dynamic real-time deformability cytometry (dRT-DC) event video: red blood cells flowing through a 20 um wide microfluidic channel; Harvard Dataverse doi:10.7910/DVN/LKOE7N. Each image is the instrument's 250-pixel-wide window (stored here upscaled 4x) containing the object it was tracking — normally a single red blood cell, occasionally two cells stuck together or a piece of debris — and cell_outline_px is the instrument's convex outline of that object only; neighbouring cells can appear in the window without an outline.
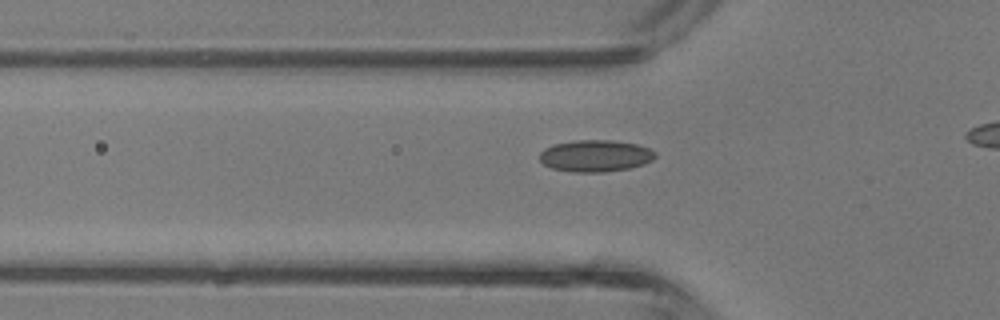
{"species": "common noctule bat (a hibernating species)", "species_latin": "Nyctalus noctula", "temperature_condition": "room temperature", "stored_images_in_passage": 23, "camera_frame_rate_fps": 3000, "um_per_image_px": 0.085, "animal": {"sex": "male", "body_mass_g": 13.3}, "frame": {"image": 1, "passage_image": 3, "time_ms": 0.667, "image_size_px": [1000, 320], "cell_outline_px": [[656, 156], [652, 160], [644, 164], [628, 168], [604, 172], [572, 172], [552, 168], [544, 164], [540, 160], [540, 152], [544, 148], [556, 144], [576, 140], [612, 140], [636, 144], [648, 148], [656, 152]], "centroid_in_image_um": [50.61, 13.25], "position_along_channel_um": 75.2, "area_um2": 21.33}}
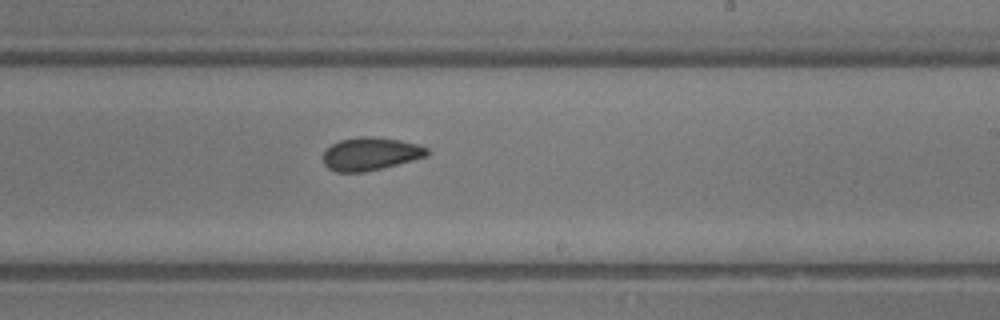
{"frame": {"image": 2, "passage_image": 14, "time_ms": 4.333, "image_size_px": [1000, 320], "cell_outline_px": [[428, 156], [364, 172], [336, 172], [328, 168], [324, 164], [324, 152], [332, 144], [340, 140], [356, 136], [372, 136], [400, 140], [416, 144], [428, 148]], "centroid_in_image_um": [31.47, 13.06], "position_along_channel_um": 257.5, "area_um2": 19.83}}
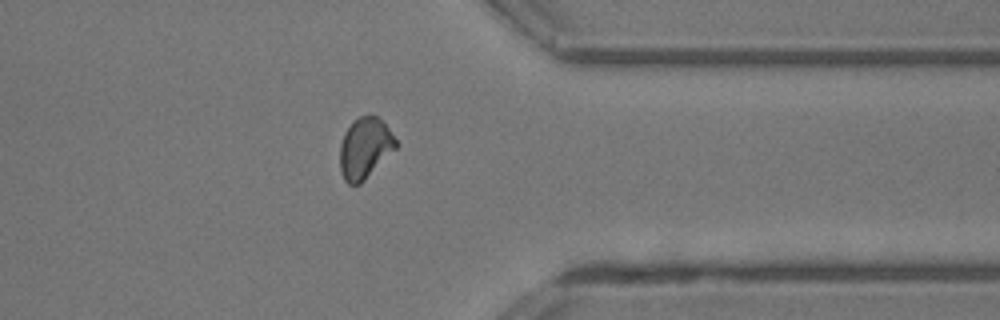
{"frame": {"image": 3, "passage_image": 22, "time_ms": 7.0, "image_size_px": [1000, 320], "cell_outline_px": [[400, 144], [360, 184], [348, 184], [344, 180], [340, 172], [340, 144], [344, 132], [360, 116], [376, 116], [388, 128]], "centroid_in_image_um": [31.01, 12.62], "position_along_channel_um": 380.4, "area_um2": 19.59}}